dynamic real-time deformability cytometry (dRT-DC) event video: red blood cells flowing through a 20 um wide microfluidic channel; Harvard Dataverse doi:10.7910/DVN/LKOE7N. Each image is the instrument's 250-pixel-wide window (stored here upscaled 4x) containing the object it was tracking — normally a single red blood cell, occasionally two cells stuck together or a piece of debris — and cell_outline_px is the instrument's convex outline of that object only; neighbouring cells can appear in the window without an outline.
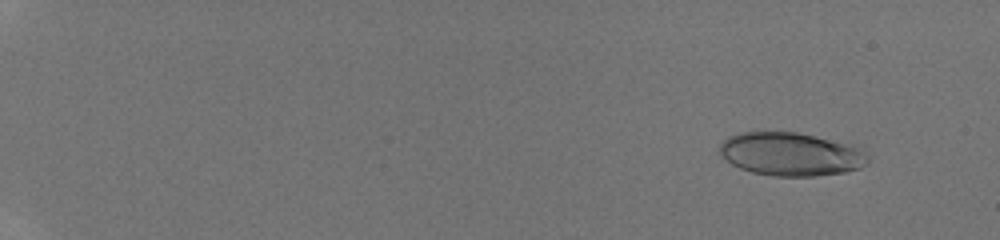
{"species": "human", "species_latin": "Homo sapiens", "temperature_condition": "room temperature", "stored_images_in_passage": 47, "camera_frame_rate_fps": 3000, "um_per_image_px": 0.085, "donor": {"sex": "male"}, "frame": {"image": 1, "passage_image": 5, "time_ms": 1.333, "image_size_px": [1000, 240], "cell_outline_px": [[868, 164], [860, 168], [844, 172], [816, 176], [772, 176], [752, 172], [740, 168], [732, 164], [720, 152], [720, 144], [728, 136], [736, 132], [796, 132], [856, 144], [868, 156]], "centroid_in_image_um": [67.27, 13.09], "position_along_channel_um": 17.7, "area_um2": 37.69}}
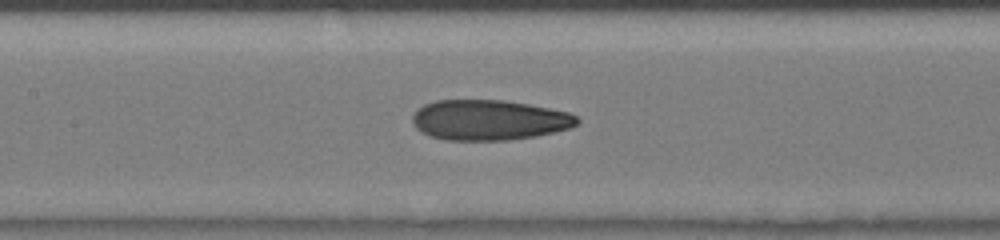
{"frame": {"image": 2, "passage_image": 26, "time_ms": 8.333, "image_size_px": [1000, 240], "cell_outline_px": [[580, 120], [572, 128], [536, 136], [508, 140], [444, 140], [420, 132], [412, 124], [412, 116], [424, 104], [436, 100], [504, 100], [528, 104], [568, 112], [576, 116]], "centroid_in_image_um": [41.57, 10.2], "position_along_channel_um": 165.8, "area_um2": 38.73}}
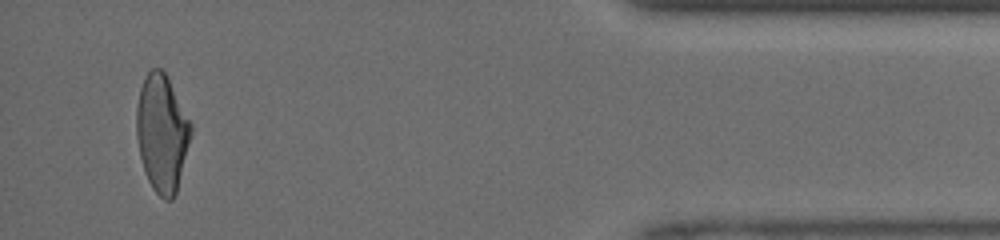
{"frame": {"image": 3, "passage_image": 45, "time_ms": 14.667, "image_size_px": [1000, 240], "cell_outline_px": [[192, 132], [176, 192], [172, 200], [164, 200], [152, 188], [144, 172], [140, 156], [136, 136], [136, 108], [140, 88], [148, 72], [152, 68], [160, 68], [164, 72], [192, 124]], "centroid_in_image_um": [13.75, 11.33], "position_along_channel_um": 421.5, "area_um2": 36.88}}